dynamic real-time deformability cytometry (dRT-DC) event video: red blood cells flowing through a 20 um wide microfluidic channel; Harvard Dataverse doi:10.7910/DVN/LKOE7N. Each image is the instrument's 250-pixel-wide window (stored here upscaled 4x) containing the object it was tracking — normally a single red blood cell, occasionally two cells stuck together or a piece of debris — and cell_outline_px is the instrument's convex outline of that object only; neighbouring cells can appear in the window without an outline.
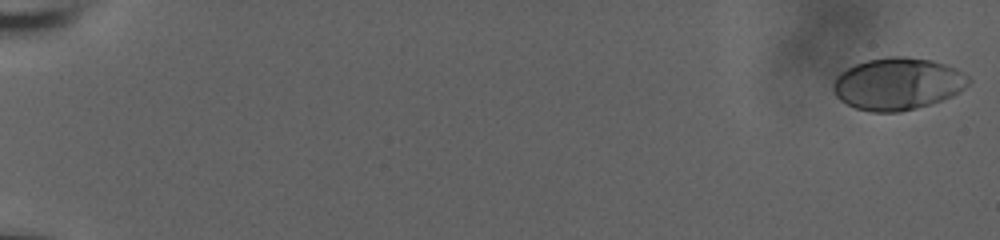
{"species": "human", "species_latin": "Homo sapiens", "temperature_condition": "room temperature", "stored_images_in_passage": 59, "camera_frame_rate_fps": 3000, "um_per_image_px": 0.085, "donor": {"sex": "male"}, "frame": {"image": 1, "passage_image": 1, "time_ms": 0.0, "image_size_px": [1000, 240], "cell_outline_px": [[972, 80], [964, 88], [952, 96], [916, 108], [900, 112], [872, 112], [856, 108], [840, 100], [836, 96], [832, 88], [832, 84], [836, 76], [840, 72], [856, 64], [868, 60], [888, 56], [904, 56], [932, 60], [944, 64], [968, 76]], "centroid_in_image_um": [76.27, 7.12], "position_along_channel_um": 8.7, "area_um2": 40.92}}
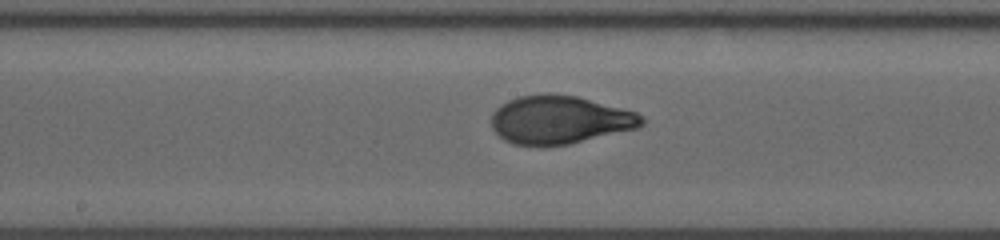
{"frame": {"image": 2, "passage_image": 34, "time_ms": 11.0, "image_size_px": [1000, 240], "cell_outline_px": [[644, 124], [636, 128], [568, 144], [540, 148], [512, 144], [504, 140], [492, 128], [492, 112], [500, 104], [508, 100], [520, 96], [544, 92], [576, 96], [636, 112], [644, 120]], "centroid_in_image_um": [47.5, 10.19], "position_along_channel_um": 200.7, "area_um2": 42.54}}
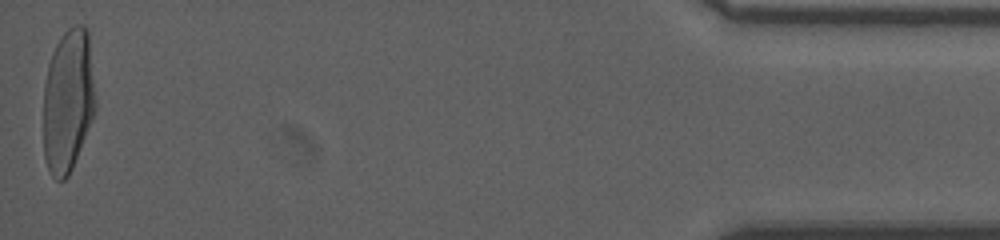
{"frame": {"image": 3, "passage_image": 59, "time_ms": 19.333, "image_size_px": [1000, 240], "cell_outline_px": [[96, 108], [92, 120], [72, 168], [68, 176], [64, 180], [56, 180], [52, 176], [48, 168], [44, 156], [44, 84], [48, 64], [52, 52], [56, 44], [64, 32], [68, 28], [76, 24], [84, 24], [88, 28], [96, 100]], "centroid_in_image_um": [5.79, 8.52], "position_along_channel_um": 429.4, "area_um2": 43.81}, "authors_computed_cell_mechanics": {"area_um2": 41.327, "velocity_mm_per_s": 3.725, "shape_relaxation_time_tau1_ms": 5.4595, "shape_relaxation_time_tau2_ms": null, "deformation_change_tau1": 0.2329, "deformation_change_tau2": null}}